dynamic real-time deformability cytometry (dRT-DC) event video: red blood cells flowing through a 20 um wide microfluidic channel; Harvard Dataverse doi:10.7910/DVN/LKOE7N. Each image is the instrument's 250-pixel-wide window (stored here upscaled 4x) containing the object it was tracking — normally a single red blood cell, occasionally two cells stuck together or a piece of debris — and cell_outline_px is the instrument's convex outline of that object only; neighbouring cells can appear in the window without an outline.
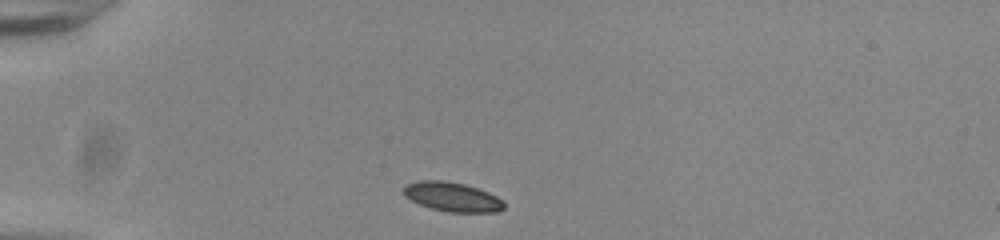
{"species": "common noctule bat (a hibernating species)", "species_latin": "Nyctalus noctula", "temperature_condition": "room temperature", "stored_images_in_passage": 40, "camera_frame_rate_fps": 3000, "um_per_image_px": 0.085, "animal": {"sex": "male", "body_mass_g": 20.0, "forearm_length_mm": 53.3}, "frame": {"image": 1, "passage_image": 1, "time_ms": 0.0, "image_size_px": [1000, 240], "cell_outline_px": [[504, 208], [500, 212], [448, 212], [432, 208], [420, 204], [404, 196], [404, 188], [408, 184], [420, 180], [444, 180], [464, 184], [488, 192], [504, 200]], "centroid_in_image_um": [38.48, 16.74], "position_along_channel_um": 46.5, "area_um2": 17.05}}
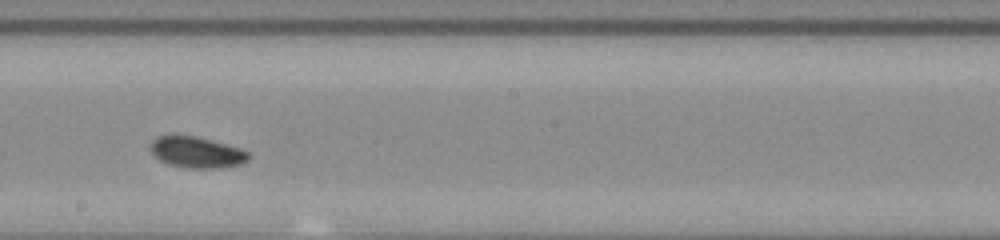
{"frame": {"image": 2, "passage_image": 18, "time_ms": 5.667, "image_size_px": [1000, 240], "cell_outline_px": [[252, 156], [248, 160], [240, 164], [220, 168], [188, 168], [168, 164], [160, 160], [152, 152], [152, 140], [156, 136], [168, 132], [176, 132], [196, 136], [240, 148], [248, 152]], "centroid_in_image_um": [16.69, 12.9], "position_along_channel_um": 231.5, "area_um2": 18.26}}
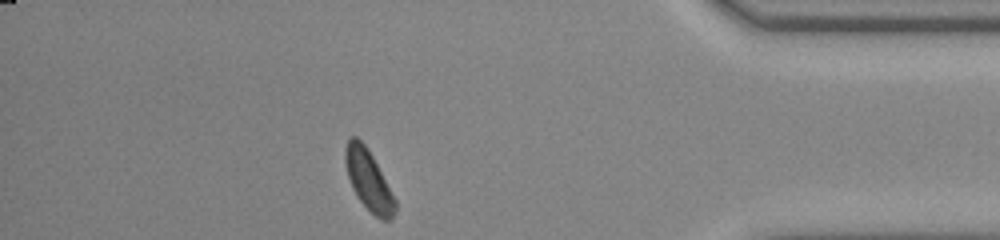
{"frame": {"image": 3, "passage_image": 34, "time_ms": 11.0, "image_size_px": [1000, 240], "cell_outline_px": [[396, 212], [392, 220], [380, 220], [356, 196], [352, 188], [348, 176], [344, 160], [344, 148], [348, 140], [352, 136], [356, 136], [368, 148], [396, 200]], "centroid_in_image_um": [31.32, 15.32], "position_along_channel_um": 403.9, "area_um2": 17.46}, "authors_computed_cell_mechanics": {"area_um2": 17.8024, "velocity_mm_per_s": 3.83, "shape_relaxation_time_tau1_ms": 2.4233, "shape_relaxation_time_tau2_ms": 4.6788, "deformation_change_tau1": 0.0669, "deformation_change_tau2": 0.079}}